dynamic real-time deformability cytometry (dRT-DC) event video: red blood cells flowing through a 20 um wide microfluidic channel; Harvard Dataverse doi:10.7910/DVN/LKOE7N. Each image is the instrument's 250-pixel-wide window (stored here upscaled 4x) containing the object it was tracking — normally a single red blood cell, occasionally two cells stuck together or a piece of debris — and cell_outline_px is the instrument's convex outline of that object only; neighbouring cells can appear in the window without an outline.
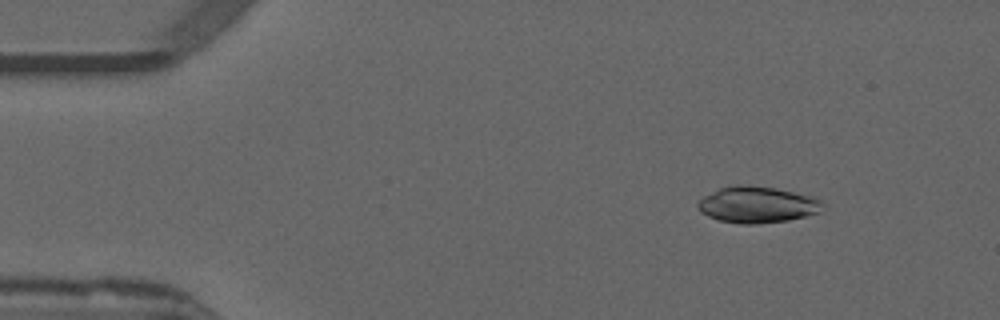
{"species": "common noctule bat (a hibernating species)", "species_latin": "Nyctalus noctula", "temperature_condition": "warm", "stored_images_in_passage": 52, "camera_frame_rate_fps": 3000, "um_per_image_px": 0.085, "animal": {"sex": "male", "forearm_length_mm": 52.5}, "frame": {"image": 1, "passage_image": 6, "time_ms": 1.667, "image_size_px": [1000, 320], "cell_outline_px": [[824, 204], [820, 212], [808, 216], [788, 220], [756, 224], [740, 224], [720, 220], [708, 216], [700, 212], [696, 208], [696, 204], [704, 196], [720, 188], [736, 184], [748, 184], [776, 188], [816, 196], [824, 200]], "centroid_in_image_um": [64.41, 17.38], "position_along_channel_um": 20.6, "area_um2": 26.93}}
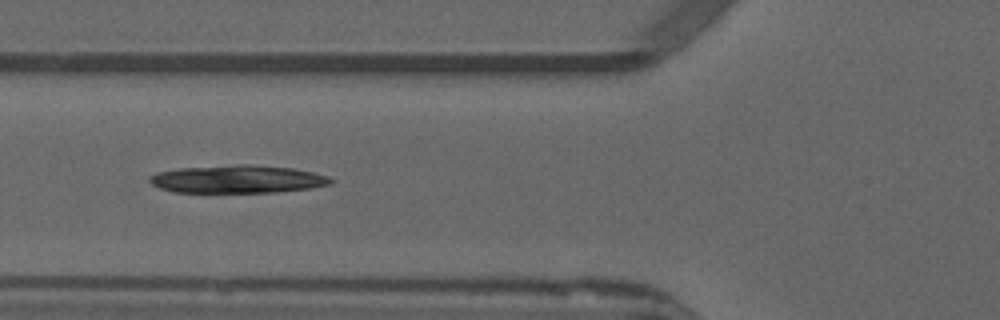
{"frame": {"image": 2, "passage_image": 19, "time_ms": 6.0, "image_size_px": [1000, 320], "cell_outline_px": [[336, 180], [332, 184], [312, 188], [276, 192], [172, 192], [160, 188], [152, 184], [148, 180], [156, 172], [180, 168], [236, 164], [252, 164], [292, 168], [312, 172], [328, 176]], "centroid_in_image_um": [20.23, 15.22], "position_along_channel_um": 105.6, "area_um2": 29.59}}
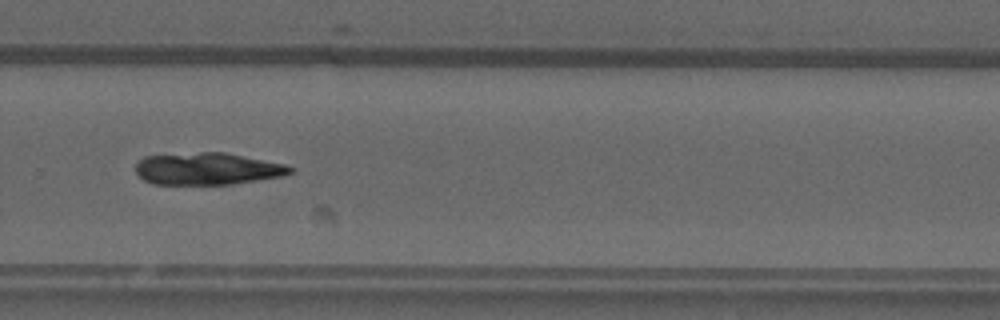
{"frame": {"image": 3, "passage_image": 35, "time_ms": 11.333, "image_size_px": [1000, 320], "cell_outline_px": [[292, 172], [284, 176], [232, 184], [152, 184], [144, 180], [136, 172], [136, 164], [144, 156], [200, 152], [224, 152], [284, 164], [292, 168]], "centroid_in_image_um": [17.62, 14.35], "position_along_channel_um": 312.2, "area_um2": 28.73}, "authors_computed_cell_mechanics": {"area_um2": 28.3509, "velocity_mm_per_s": 3.8762, "shape_relaxation_time_tau1_ms": 8.4234, "shape_relaxation_time_tau2_ms": null, "deformation_change_tau1": 0.1757, "deformation_change_tau2": null}}